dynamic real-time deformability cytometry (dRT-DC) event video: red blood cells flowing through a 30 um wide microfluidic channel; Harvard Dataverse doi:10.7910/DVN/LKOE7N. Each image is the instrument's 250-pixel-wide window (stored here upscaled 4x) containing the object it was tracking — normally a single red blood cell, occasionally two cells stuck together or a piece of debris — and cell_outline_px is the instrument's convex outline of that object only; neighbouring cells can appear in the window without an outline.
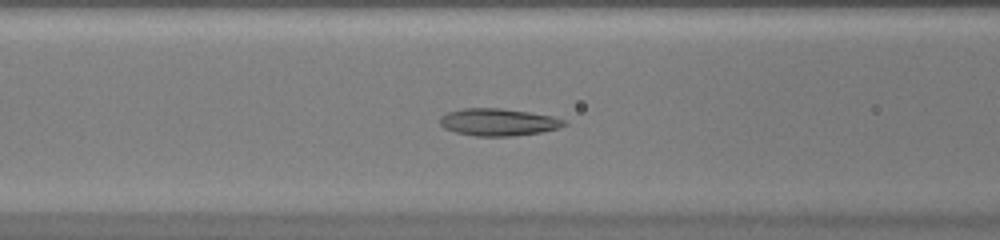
{"species": "common noctule bat (a hibernating species)", "species_latin": "Nyctalus noctula", "temperature_condition": "warm", "stored_images_in_passage": 51, "camera_frame_rate_fps": 3000, "um_per_image_px": 0.085, "animal": {"sex": "female", "body_mass_g": 20.0, "forearm_length_mm": 54.0}, "frame": {"image": 1, "passage_image": 21, "time_ms": 6.667, "image_size_px": [1000, 240], "cell_outline_px": [[568, 124], [556, 128], [540, 132], [512, 136], [476, 136], [456, 132], [444, 128], [440, 124], [440, 116], [448, 112], [464, 108], [500, 108], [528, 112], [552, 116], [564, 120]], "centroid_in_image_um": [42.32, 10.38], "position_along_channel_um": 124.3, "area_um2": 19.54}}
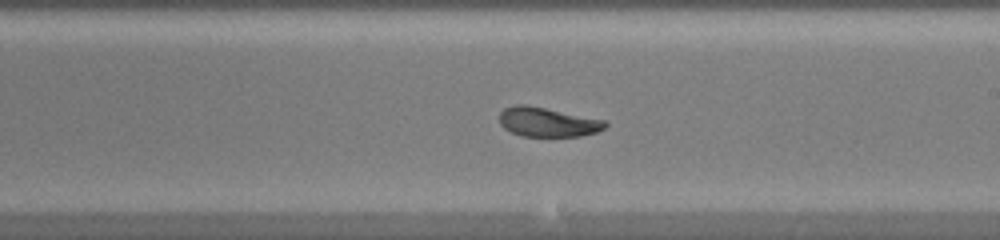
{"frame": {"image": 2, "passage_image": 30, "time_ms": 9.667, "image_size_px": [1000, 240], "cell_outline_px": [[608, 124], [604, 128], [596, 132], [580, 136], [520, 136], [504, 128], [500, 124], [500, 112], [504, 108], [516, 104], [524, 104], [604, 120]], "centroid_in_image_um": [46.51, 10.38], "position_along_channel_um": 242.5, "area_um2": 17.86}}
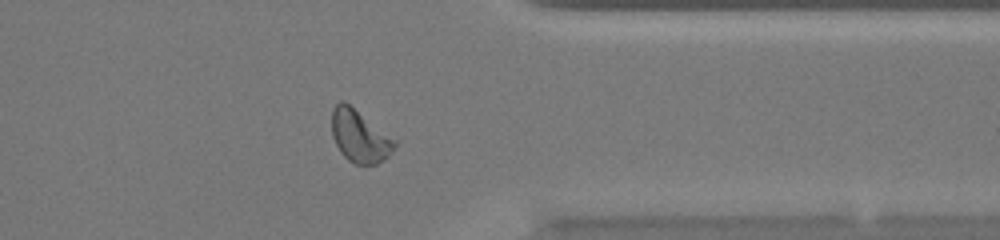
{"frame": {"image": 3, "passage_image": 41, "time_ms": 13.333, "image_size_px": [1000, 240], "cell_outline_px": [[396, 144], [392, 152], [384, 160], [376, 164], [364, 168], [348, 160], [340, 152], [332, 136], [332, 108], [340, 100], [344, 100], [396, 140]], "centroid_in_image_um": [30.56, 11.61], "position_along_channel_um": 380.8, "area_um2": 19.36}, "authors_computed_cell_mechanics": {"area_um2": 19.7098, "velocity_mm_per_s": 3.9468, "shape_relaxation_time_tau1_ms": null, "shape_relaxation_time_tau2_ms": 1.6863, "deformation_change_tau1": null, "deformation_change_tau2": 0.0668}}